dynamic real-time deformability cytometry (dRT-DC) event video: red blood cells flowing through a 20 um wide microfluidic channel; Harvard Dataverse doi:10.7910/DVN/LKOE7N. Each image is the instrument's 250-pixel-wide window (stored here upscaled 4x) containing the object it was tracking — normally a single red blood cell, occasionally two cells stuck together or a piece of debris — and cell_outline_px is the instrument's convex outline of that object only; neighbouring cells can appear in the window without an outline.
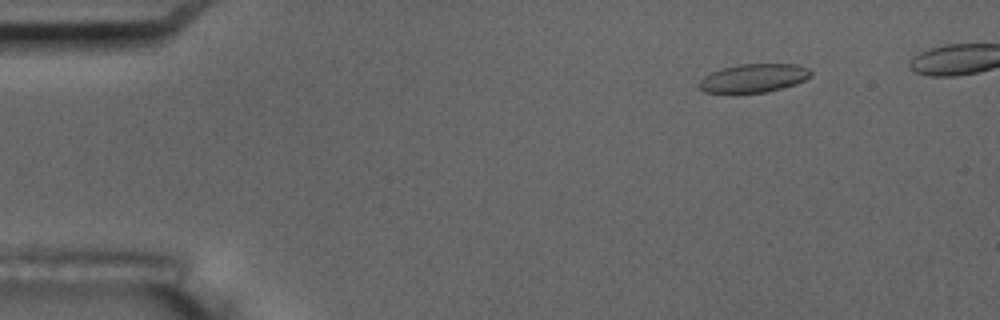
{"species": "common noctule bat (a hibernating species)", "species_latin": "Nyctalus noctula", "temperature_condition": "room temperature", "stored_images_in_passage": 6, "camera_frame_rate_fps": 3000, "um_per_image_px": 0.085, "animal": {"sex": "male", "body_mass_g": 17.5, "forearm_length_mm": 52.3}, "frame": {"image": 1, "passage_image": 2, "time_ms": 1.0, "image_size_px": [1000, 320], "cell_outline_px": [[812, 76], [796, 84], [764, 92], [704, 92], [700, 88], [700, 80], [704, 76], [712, 72], [724, 68], [740, 64], [796, 64], [808, 68], [812, 72]], "centroid_in_image_um": [64.1, 6.62], "position_along_channel_um": 20.9, "area_um2": 18.21}}